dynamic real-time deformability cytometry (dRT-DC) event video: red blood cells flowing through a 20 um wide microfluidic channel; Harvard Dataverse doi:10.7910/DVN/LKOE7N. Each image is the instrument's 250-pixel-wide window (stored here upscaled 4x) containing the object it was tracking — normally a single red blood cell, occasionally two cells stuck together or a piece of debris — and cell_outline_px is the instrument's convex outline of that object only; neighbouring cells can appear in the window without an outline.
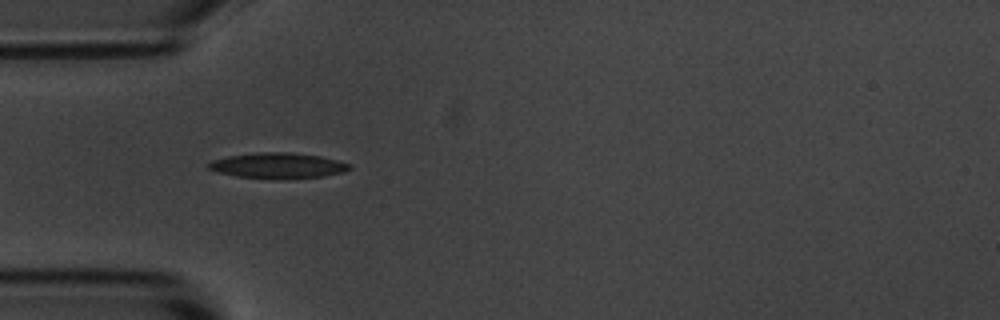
{"species": "common noctule bat (a hibernating species)", "species_latin": "Nyctalus noctula", "temperature_condition": "room temperature", "stored_images_in_passage": 2, "camera_frame_rate_fps": 3000, "um_per_image_px": 0.085, "animal": {"sex": "male", "body_mass_g": 20.1, "forearm_length_mm": 53.5}, "frame": {"image": 1, "passage_image": 1, "time_ms": 0.0, "image_size_px": [1000, 320], "cell_outline_px": [[352, 168], [344, 172], [324, 176], [288, 180], [272, 180], [236, 176], [216, 172], [208, 168], [208, 164], [212, 160], [228, 156], [260, 152], [292, 152], [320, 156], [352, 164]], "centroid_in_image_um": [23.64, 14.1], "position_along_channel_um": 61.4, "area_um2": 21.5}}